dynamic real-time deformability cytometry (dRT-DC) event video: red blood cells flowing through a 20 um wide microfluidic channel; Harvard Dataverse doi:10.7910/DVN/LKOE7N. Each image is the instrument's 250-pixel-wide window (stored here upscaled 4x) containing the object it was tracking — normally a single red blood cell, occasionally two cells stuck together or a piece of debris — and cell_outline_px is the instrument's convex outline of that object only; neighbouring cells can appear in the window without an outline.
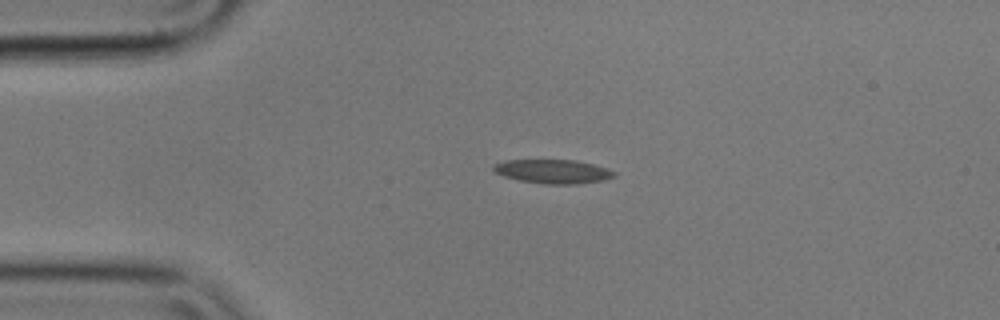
{"species": "common noctule bat (a hibernating species)", "species_latin": "Nyctalus noctula", "temperature_condition": "cold", "stored_images_in_passage": 2, "camera_frame_rate_fps": 3000, "um_per_image_px": 0.085, "animal": {"sex": "male", "body_mass_g": 17.9}, "frame": {"image": 1, "passage_image": 1, "time_ms": 0.0, "image_size_px": [1000, 320], "cell_outline_px": [[616, 176], [604, 180], [576, 184], [544, 184], [520, 180], [504, 176], [496, 172], [492, 168], [492, 164], [504, 160], [576, 160], [608, 168], [616, 172]], "centroid_in_image_um": [47.01, 14.57], "position_along_channel_um": 38.0, "area_um2": 16.88}}